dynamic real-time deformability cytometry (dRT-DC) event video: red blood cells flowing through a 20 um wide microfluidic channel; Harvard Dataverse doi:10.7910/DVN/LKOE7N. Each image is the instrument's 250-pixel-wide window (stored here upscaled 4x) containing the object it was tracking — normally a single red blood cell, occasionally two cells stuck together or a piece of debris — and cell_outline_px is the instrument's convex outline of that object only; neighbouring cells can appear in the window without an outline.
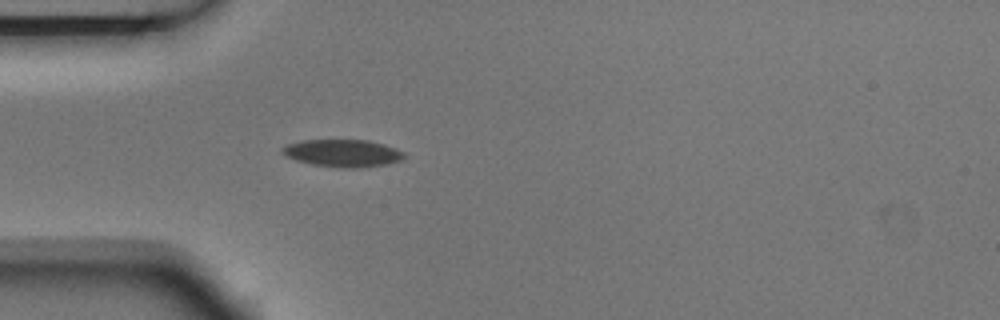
{"species": "Egyptian fruit bat (a non-hibernating species)", "species_latin": "Rousettus aegyptiacus", "temperature_condition": "room temperature", "stored_images_in_passage": 1, "camera_frame_rate_fps": 3000, "um_per_image_px": 0.085, "animal": {"sex": "male"}, "frame": {"image": 1, "passage_image": 1, "time_ms": 0.0, "image_size_px": [1000, 320], "cell_outline_px": [[404, 156], [400, 160], [388, 164], [356, 168], [340, 168], [312, 164], [296, 160], [284, 156], [280, 152], [280, 148], [288, 144], [304, 140], [368, 140], [384, 144], [396, 148], [404, 152]], "centroid_in_image_um": [29.1, 13.02], "position_along_channel_um": 55.9, "area_um2": 19.54}}